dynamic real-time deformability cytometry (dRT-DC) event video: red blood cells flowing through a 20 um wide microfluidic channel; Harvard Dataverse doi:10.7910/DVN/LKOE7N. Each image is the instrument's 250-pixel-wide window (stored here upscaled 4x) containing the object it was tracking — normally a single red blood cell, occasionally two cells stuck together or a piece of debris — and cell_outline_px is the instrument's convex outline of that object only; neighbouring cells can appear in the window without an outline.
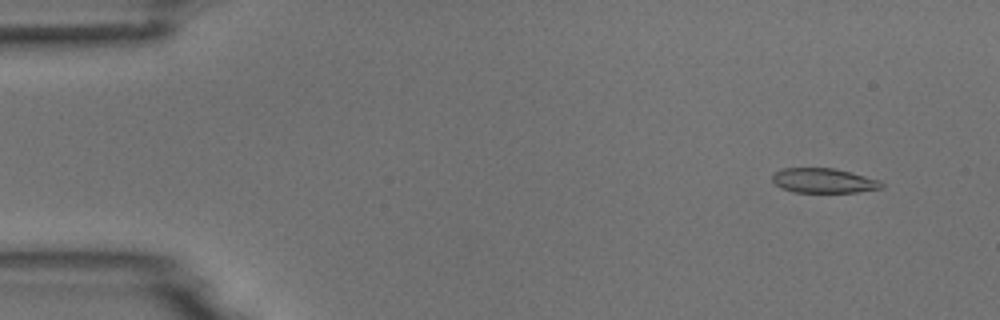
{"species": "common noctule bat (a hibernating species)", "species_latin": "Nyctalus noctula", "temperature_condition": "room temperature", "stored_images_in_passage": 11, "camera_frame_rate_fps": 3000, "um_per_image_px": 0.085, "animal": {"sex": "male", "body_mass_g": 18.8}, "frame": {"image": 1, "passage_image": 5, "time_ms": 1.333, "image_size_px": [1000, 320], "cell_outline_px": [[884, 188], [856, 192], [792, 192], [776, 184], [772, 180], [772, 176], [776, 172], [784, 168], [832, 168], [880, 180], [884, 184]], "centroid_in_image_um": [70.03, 15.36], "position_along_channel_um": 15.0, "area_um2": 15.49}}